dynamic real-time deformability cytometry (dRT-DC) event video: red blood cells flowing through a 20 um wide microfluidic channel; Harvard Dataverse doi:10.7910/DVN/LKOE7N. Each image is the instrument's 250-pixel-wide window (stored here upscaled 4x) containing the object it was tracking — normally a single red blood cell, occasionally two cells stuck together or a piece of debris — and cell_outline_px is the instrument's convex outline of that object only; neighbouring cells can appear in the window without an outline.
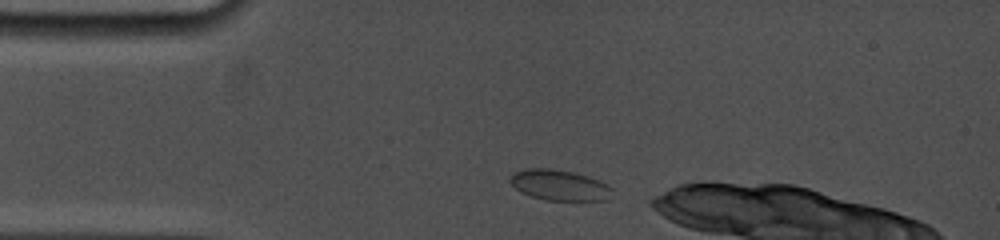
{"species": "common noctule bat (a hibernating species)", "species_latin": "Nyctalus noctula", "temperature_condition": "cold", "stored_images_in_passage": 25, "camera_frame_rate_fps": 5000, "um_per_image_px": 0.085, "animal": {"sex": "female", "body_mass_g": 19.0, "forearm_length_mm": 53.3}, "frame": {"image": 1, "passage_image": 1, "time_ms": 0.0, "image_size_px": [1000, 240], "cell_outline_px": [[612, 188], [608, 200], [544, 200], [520, 192], [508, 180], [508, 176], [516, 172], [528, 168], [548, 168], [572, 172], [588, 176], [600, 180], [608, 184]], "centroid_in_image_um": [47.54, 15.73], "position_along_channel_um": 37.5, "area_um2": 18.21}}
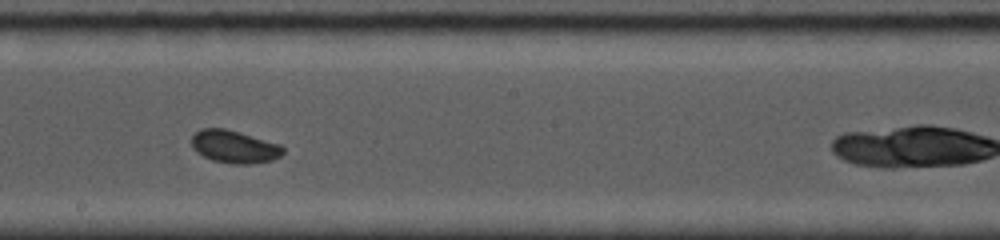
{"frame": {"image": 2, "passage_image": 13, "time_ms": 5.8, "image_size_px": [1000, 240], "cell_outline_px": [[284, 152], [280, 156], [272, 160], [252, 164], [232, 164], [212, 160], [196, 152], [192, 148], [192, 136], [200, 128], [224, 128], [240, 132], [280, 144], [284, 148]], "centroid_in_image_um": [19.91, 12.47], "position_along_channel_um": 228.3, "area_um2": 17.51}}
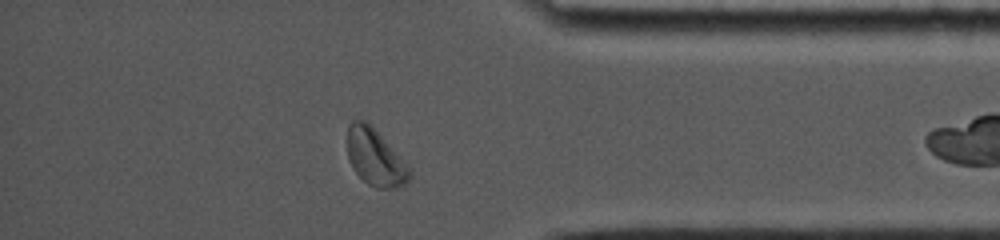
{"frame": {"image": 3, "passage_image": 22, "time_ms": 10.6, "image_size_px": [1000, 240], "cell_outline_px": [[412, 176], [404, 184], [396, 188], [376, 188], [368, 184], [352, 168], [348, 160], [348, 124], [352, 120], [364, 120], [408, 164], [412, 172]], "centroid_in_image_um": [31.89, 13.41], "position_along_channel_um": 403.3, "area_um2": 20.23}}